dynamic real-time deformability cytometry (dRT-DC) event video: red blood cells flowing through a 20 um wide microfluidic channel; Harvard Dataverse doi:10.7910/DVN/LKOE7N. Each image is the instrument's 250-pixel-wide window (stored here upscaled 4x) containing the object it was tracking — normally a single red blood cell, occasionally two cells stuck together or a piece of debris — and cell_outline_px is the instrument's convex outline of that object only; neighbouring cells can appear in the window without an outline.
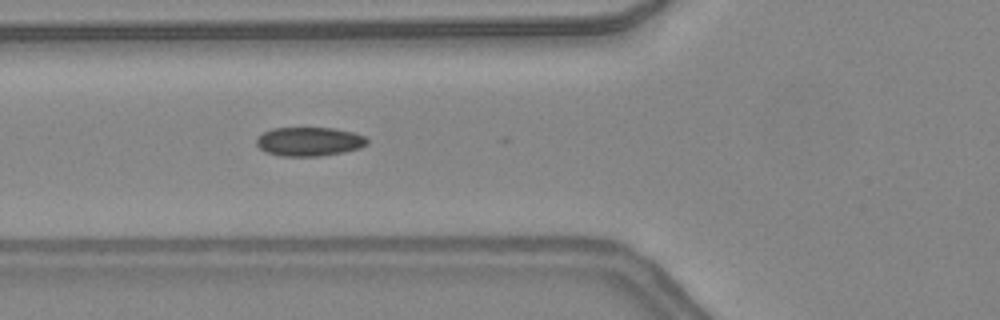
{"species": "common noctule bat (a hibernating species)", "species_latin": "Nyctalus noctula", "temperature_condition": "warm", "stored_images_in_passage": 31, "camera_frame_rate_fps": 3000, "um_per_image_px": 0.085, "animal": {"sex": "female", "body_mass_g": 24.6, "forearm_length_mm": 56.2}, "frame": {"image": 1, "passage_image": 2, "time_ms": 0.333, "image_size_px": [1000, 320], "cell_outline_px": [[368, 144], [360, 148], [344, 152], [320, 156], [280, 156], [268, 152], [260, 148], [256, 144], [256, 140], [264, 132], [272, 128], [336, 128], [352, 132], [364, 136], [368, 140]], "centroid_in_image_um": [26.31, 12.03], "position_along_channel_um": 99.5, "area_um2": 18.61}, "authors_computed_cell_mechanics": {"area_um2": 18.1492, "velocity_mm_per_s": 4.4025, "shape_relaxation_time_tau1_ms": null, "shape_relaxation_time_tau2_ms": 1.7721, "deformation_change_tau1": null, "deformation_change_tau2": 0.06}}